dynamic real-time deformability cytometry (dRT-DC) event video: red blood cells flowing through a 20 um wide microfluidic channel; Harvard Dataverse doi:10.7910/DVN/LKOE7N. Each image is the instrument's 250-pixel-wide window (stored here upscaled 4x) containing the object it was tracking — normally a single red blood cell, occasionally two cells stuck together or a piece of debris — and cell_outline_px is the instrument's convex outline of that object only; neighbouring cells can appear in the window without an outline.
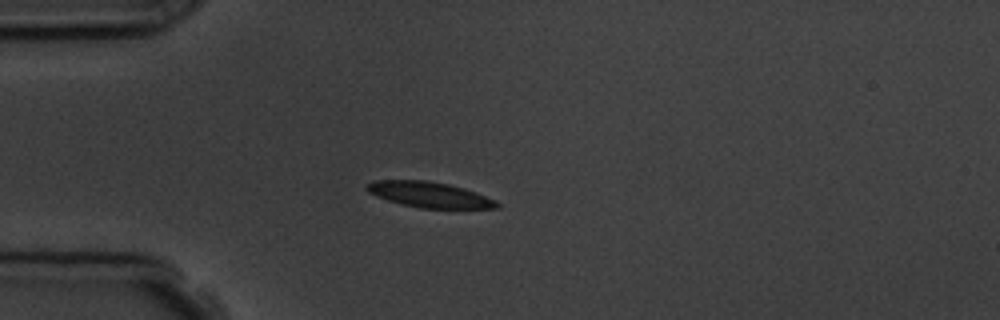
{"species": "common noctule bat (a hibernating species)", "species_latin": "Nyctalus noctula", "temperature_condition": "room temperature", "stored_images_in_passage": 6, "camera_frame_rate_fps": 3000, "um_per_image_px": 0.085, "animal": {"sex": "male", "body_mass_g": 19.5, "forearm_length_mm": 54.6}, "frame": {"image": 1, "passage_image": 5, "time_ms": 4.667, "image_size_px": [1000, 320], "cell_outline_px": [[500, 208], [420, 208], [400, 204], [376, 196], [368, 192], [364, 188], [368, 184], [376, 180], [428, 180], [448, 184], [464, 188], [476, 192], [496, 200], [500, 204]], "centroid_in_image_um": [36.5, 16.54], "position_along_channel_um": 48.5, "area_um2": 19.42}}